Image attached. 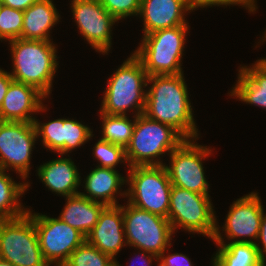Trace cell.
I'll return each instance as SVG.
<instances>
[{
	"mask_svg": "<svg viewBox=\"0 0 266 266\" xmlns=\"http://www.w3.org/2000/svg\"><path fill=\"white\" fill-rule=\"evenodd\" d=\"M186 139L173 127L149 119L144 114L135 116V125L125 148L128 167L164 165L161 156L178 148Z\"/></svg>",
	"mask_w": 266,
	"mask_h": 266,
	"instance_id": "4",
	"label": "cell"
},
{
	"mask_svg": "<svg viewBox=\"0 0 266 266\" xmlns=\"http://www.w3.org/2000/svg\"><path fill=\"white\" fill-rule=\"evenodd\" d=\"M188 30L189 25L185 24L143 35L133 54L141 61L148 76L184 73L181 62Z\"/></svg>",
	"mask_w": 266,
	"mask_h": 266,
	"instance_id": "5",
	"label": "cell"
},
{
	"mask_svg": "<svg viewBox=\"0 0 266 266\" xmlns=\"http://www.w3.org/2000/svg\"><path fill=\"white\" fill-rule=\"evenodd\" d=\"M0 258L13 266H49L39 246L34 219L0 220Z\"/></svg>",
	"mask_w": 266,
	"mask_h": 266,
	"instance_id": "9",
	"label": "cell"
},
{
	"mask_svg": "<svg viewBox=\"0 0 266 266\" xmlns=\"http://www.w3.org/2000/svg\"><path fill=\"white\" fill-rule=\"evenodd\" d=\"M101 5L117 20L138 16L141 0H99Z\"/></svg>",
	"mask_w": 266,
	"mask_h": 266,
	"instance_id": "31",
	"label": "cell"
},
{
	"mask_svg": "<svg viewBox=\"0 0 266 266\" xmlns=\"http://www.w3.org/2000/svg\"><path fill=\"white\" fill-rule=\"evenodd\" d=\"M238 72L237 83L229 96L266 109V64L258 59L250 67L241 66Z\"/></svg>",
	"mask_w": 266,
	"mask_h": 266,
	"instance_id": "20",
	"label": "cell"
},
{
	"mask_svg": "<svg viewBox=\"0 0 266 266\" xmlns=\"http://www.w3.org/2000/svg\"><path fill=\"white\" fill-rule=\"evenodd\" d=\"M13 80L32 85L49 97L58 69L57 47L53 41L13 39L9 41Z\"/></svg>",
	"mask_w": 266,
	"mask_h": 266,
	"instance_id": "2",
	"label": "cell"
},
{
	"mask_svg": "<svg viewBox=\"0 0 266 266\" xmlns=\"http://www.w3.org/2000/svg\"><path fill=\"white\" fill-rule=\"evenodd\" d=\"M264 212L265 211H263L262 213V218L260 222V230H259V234L256 240L257 243H255L262 263H266V213Z\"/></svg>",
	"mask_w": 266,
	"mask_h": 266,
	"instance_id": "34",
	"label": "cell"
},
{
	"mask_svg": "<svg viewBox=\"0 0 266 266\" xmlns=\"http://www.w3.org/2000/svg\"><path fill=\"white\" fill-rule=\"evenodd\" d=\"M189 11L192 9L188 0H141L138 16L143 21V35L189 24L187 19L185 20Z\"/></svg>",
	"mask_w": 266,
	"mask_h": 266,
	"instance_id": "17",
	"label": "cell"
},
{
	"mask_svg": "<svg viewBox=\"0 0 266 266\" xmlns=\"http://www.w3.org/2000/svg\"><path fill=\"white\" fill-rule=\"evenodd\" d=\"M114 260L86 240L77 247L63 266H109Z\"/></svg>",
	"mask_w": 266,
	"mask_h": 266,
	"instance_id": "27",
	"label": "cell"
},
{
	"mask_svg": "<svg viewBox=\"0 0 266 266\" xmlns=\"http://www.w3.org/2000/svg\"><path fill=\"white\" fill-rule=\"evenodd\" d=\"M109 266H122V265L119 264V262H117V260H114Z\"/></svg>",
	"mask_w": 266,
	"mask_h": 266,
	"instance_id": "40",
	"label": "cell"
},
{
	"mask_svg": "<svg viewBox=\"0 0 266 266\" xmlns=\"http://www.w3.org/2000/svg\"><path fill=\"white\" fill-rule=\"evenodd\" d=\"M190 7L193 10L198 9L199 7L202 8H207V7H212V6H230V5H240L242 7H245V9L249 10L248 12L250 13H255L254 11L257 10V2L256 0H188Z\"/></svg>",
	"mask_w": 266,
	"mask_h": 266,
	"instance_id": "32",
	"label": "cell"
},
{
	"mask_svg": "<svg viewBox=\"0 0 266 266\" xmlns=\"http://www.w3.org/2000/svg\"><path fill=\"white\" fill-rule=\"evenodd\" d=\"M143 114L154 121L167 124L186 140L198 139L191 101L184 73L148 76Z\"/></svg>",
	"mask_w": 266,
	"mask_h": 266,
	"instance_id": "1",
	"label": "cell"
},
{
	"mask_svg": "<svg viewBox=\"0 0 266 266\" xmlns=\"http://www.w3.org/2000/svg\"><path fill=\"white\" fill-rule=\"evenodd\" d=\"M24 11L0 4V40L21 38Z\"/></svg>",
	"mask_w": 266,
	"mask_h": 266,
	"instance_id": "29",
	"label": "cell"
},
{
	"mask_svg": "<svg viewBox=\"0 0 266 266\" xmlns=\"http://www.w3.org/2000/svg\"><path fill=\"white\" fill-rule=\"evenodd\" d=\"M39 0H0V4L25 11L33 3L38 2Z\"/></svg>",
	"mask_w": 266,
	"mask_h": 266,
	"instance_id": "36",
	"label": "cell"
},
{
	"mask_svg": "<svg viewBox=\"0 0 266 266\" xmlns=\"http://www.w3.org/2000/svg\"><path fill=\"white\" fill-rule=\"evenodd\" d=\"M61 156L40 165L37 175L50 191L66 198L79 194L78 187L82 185V179L74 161Z\"/></svg>",
	"mask_w": 266,
	"mask_h": 266,
	"instance_id": "18",
	"label": "cell"
},
{
	"mask_svg": "<svg viewBox=\"0 0 266 266\" xmlns=\"http://www.w3.org/2000/svg\"><path fill=\"white\" fill-rule=\"evenodd\" d=\"M218 224L216 218V229L212 240L218 246V251L211 261L214 266H260L262 264L255 243H226Z\"/></svg>",
	"mask_w": 266,
	"mask_h": 266,
	"instance_id": "22",
	"label": "cell"
},
{
	"mask_svg": "<svg viewBox=\"0 0 266 266\" xmlns=\"http://www.w3.org/2000/svg\"><path fill=\"white\" fill-rule=\"evenodd\" d=\"M0 266H13L10 262L0 258Z\"/></svg>",
	"mask_w": 266,
	"mask_h": 266,
	"instance_id": "39",
	"label": "cell"
},
{
	"mask_svg": "<svg viewBox=\"0 0 266 266\" xmlns=\"http://www.w3.org/2000/svg\"><path fill=\"white\" fill-rule=\"evenodd\" d=\"M196 141L197 139L185 140L170 153L169 166H164L172 186L210 196L203 160L208 158L213 150Z\"/></svg>",
	"mask_w": 266,
	"mask_h": 266,
	"instance_id": "10",
	"label": "cell"
},
{
	"mask_svg": "<svg viewBox=\"0 0 266 266\" xmlns=\"http://www.w3.org/2000/svg\"><path fill=\"white\" fill-rule=\"evenodd\" d=\"M99 114L100 120L102 119L100 139L126 148L132 137L135 115L134 119L130 120L127 115H109L101 112Z\"/></svg>",
	"mask_w": 266,
	"mask_h": 266,
	"instance_id": "25",
	"label": "cell"
},
{
	"mask_svg": "<svg viewBox=\"0 0 266 266\" xmlns=\"http://www.w3.org/2000/svg\"><path fill=\"white\" fill-rule=\"evenodd\" d=\"M45 98L36 87L12 80L0 107V121L34 122L33 113L47 110Z\"/></svg>",
	"mask_w": 266,
	"mask_h": 266,
	"instance_id": "15",
	"label": "cell"
},
{
	"mask_svg": "<svg viewBox=\"0 0 266 266\" xmlns=\"http://www.w3.org/2000/svg\"><path fill=\"white\" fill-rule=\"evenodd\" d=\"M86 241L113 260L127 246L124 232L123 209L120 205L106 206L99 215Z\"/></svg>",
	"mask_w": 266,
	"mask_h": 266,
	"instance_id": "16",
	"label": "cell"
},
{
	"mask_svg": "<svg viewBox=\"0 0 266 266\" xmlns=\"http://www.w3.org/2000/svg\"><path fill=\"white\" fill-rule=\"evenodd\" d=\"M140 252H139V259H141V260H144V261H142V265L144 266V265H146V266H151L152 265V261H154V260H156V261H158V257L156 256V255H154V254H151V253H148V252H146V251H144V250H139ZM129 266H131V265H129Z\"/></svg>",
	"mask_w": 266,
	"mask_h": 266,
	"instance_id": "37",
	"label": "cell"
},
{
	"mask_svg": "<svg viewBox=\"0 0 266 266\" xmlns=\"http://www.w3.org/2000/svg\"><path fill=\"white\" fill-rule=\"evenodd\" d=\"M94 168L83 181L82 187L86 192H79L80 195L92 201L101 202L106 206H117V195L127 196V190L122 192V186L127 184V178L118 173V170L111 168Z\"/></svg>",
	"mask_w": 266,
	"mask_h": 266,
	"instance_id": "19",
	"label": "cell"
},
{
	"mask_svg": "<svg viewBox=\"0 0 266 266\" xmlns=\"http://www.w3.org/2000/svg\"><path fill=\"white\" fill-rule=\"evenodd\" d=\"M27 213L34 219L39 246L49 266H63L71 253L79 247L86 237L59 217L53 218L45 214Z\"/></svg>",
	"mask_w": 266,
	"mask_h": 266,
	"instance_id": "11",
	"label": "cell"
},
{
	"mask_svg": "<svg viewBox=\"0 0 266 266\" xmlns=\"http://www.w3.org/2000/svg\"><path fill=\"white\" fill-rule=\"evenodd\" d=\"M93 157L99 162L97 167L117 169L116 166L126 163L125 148L99 139L93 147Z\"/></svg>",
	"mask_w": 266,
	"mask_h": 266,
	"instance_id": "28",
	"label": "cell"
},
{
	"mask_svg": "<svg viewBox=\"0 0 266 266\" xmlns=\"http://www.w3.org/2000/svg\"><path fill=\"white\" fill-rule=\"evenodd\" d=\"M72 17L88 44L103 55L110 52L112 27L119 23L99 0H71Z\"/></svg>",
	"mask_w": 266,
	"mask_h": 266,
	"instance_id": "13",
	"label": "cell"
},
{
	"mask_svg": "<svg viewBox=\"0 0 266 266\" xmlns=\"http://www.w3.org/2000/svg\"><path fill=\"white\" fill-rule=\"evenodd\" d=\"M7 171L0 168V220H11L25 215L29 208L20 202L30 182L16 183Z\"/></svg>",
	"mask_w": 266,
	"mask_h": 266,
	"instance_id": "24",
	"label": "cell"
},
{
	"mask_svg": "<svg viewBox=\"0 0 266 266\" xmlns=\"http://www.w3.org/2000/svg\"><path fill=\"white\" fill-rule=\"evenodd\" d=\"M65 200L66 204L58 217L86 237L96 225L99 215L106 205L92 201L80 194L66 197Z\"/></svg>",
	"mask_w": 266,
	"mask_h": 266,
	"instance_id": "23",
	"label": "cell"
},
{
	"mask_svg": "<svg viewBox=\"0 0 266 266\" xmlns=\"http://www.w3.org/2000/svg\"><path fill=\"white\" fill-rule=\"evenodd\" d=\"M123 209L124 232L127 246L144 250L157 257L171 247L173 229L167 218L150 213L127 202Z\"/></svg>",
	"mask_w": 266,
	"mask_h": 266,
	"instance_id": "7",
	"label": "cell"
},
{
	"mask_svg": "<svg viewBox=\"0 0 266 266\" xmlns=\"http://www.w3.org/2000/svg\"><path fill=\"white\" fill-rule=\"evenodd\" d=\"M261 197L257 192H251L232 203L225 218L222 231L224 236L233 242L256 243L262 213L264 211ZM241 238V239H240Z\"/></svg>",
	"mask_w": 266,
	"mask_h": 266,
	"instance_id": "14",
	"label": "cell"
},
{
	"mask_svg": "<svg viewBox=\"0 0 266 266\" xmlns=\"http://www.w3.org/2000/svg\"><path fill=\"white\" fill-rule=\"evenodd\" d=\"M148 75L141 61L132 53L107 80L99 112L109 115L135 116L144 112ZM145 89V90H144Z\"/></svg>",
	"mask_w": 266,
	"mask_h": 266,
	"instance_id": "3",
	"label": "cell"
},
{
	"mask_svg": "<svg viewBox=\"0 0 266 266\" xmlns=\"http://www.w3.org/2000/svg\"><path fill=\"white\" fill-rule=\"evenodd\" d=\"M37 139L34 122L0 121V168L26 180Z\"/></svg>",
	"mask_w": 266,
	"mask_h": 266,
	"instance_id": "12",
	"label": "cell"
},
{
	"mask_svg": "<svg viewBox=\"0 0 266 266\" xmlns=\"http://www.w3.org/2000/svg\"><path fill=\"white\" fill-rule=\"evenodd\" d=\"M128 203L168 219L172 184L164 165L128 167Z\"/></svg>",
	"mask_w": 266,
	"mask_h": 266,
	"instance_id": "6",
	"label": "cell"
},
{
	"mask_svg": "<svg viewBox=\"0 0 266 266\" xmlns=\"http://www.w3.org/2000/svg\"><path fill=\"white\" fill-rule=\"evenodd\" d=\"M12 80L11 74L0 68V107Z\"/></svg>",
	"mask_w": 266,
	"mask_h": 266,
	"instance_id": "35",
	"label": "cell"
},
{
	"mask_svg": "<svg viewBox=\"0 0 266 266\" xmlns=\"http://www.w3.org/2000/svg\"><path fill=\"white\" fill-rule=\"evenodd\" d=\"M60 18L53 0L33 3L24 11L21 38L52 41L50 30L60 22Z\"/></svg>",
	"mask_w": 266,
	"mask_h": 266,
	"instance_id": "21",
	"label": "cell"
},
{
	"mask_svg": "<svg viewBox=\"0 0 266 266\" xmlns=\"http://www.w3.org/2000/svg\"><path fill=\"white\" fill-rule=\"evenodd\" d=\"M92 133L93 130L81 122L64 118V155L92 139Z\"/></svg>",
	"mask_w": 266,
	"mask_h": 266,
	"instance_id": "30",
	"label": "cell"
},
{
	"mask_svg": "<svg viewBox=\"0 0 266 266\" xmlns=\"http://www.w3.org/2000/svg\"><path fill=\"white\" fill-rule=\"evenodd\" d=\"M166 251L158 256L157 266H194L188 256L181 253L166 255Z\"/></svg>",
	"mask_w": 266,
	"mask_h": 266,
	"instance_id": "33",
	"label": "cell"
},
{
	"mask_svg": "<svg viewBox=\"0 0 266 266\" xmlns=\"http://www.w3.org/2000/svg\"><path fill=\"white\" fill-rule=\"evenodd\" d=\"M37 137H41L43 147L51 152L64 155V117L42 123L34 120Z\"/></svg>",
	"mask_w": 266,
	"mask_h": 266,
	"instance_id": "26",
	"label": "cell"
},
{
	"mask_svg": "<svg viewBox=\"0 0 266 266\" xmlns=\"http://www.w3.org/2000/svg\"><path fill=\"white\" fill-rule=\"evenodd\" d=\"M210 196L172 186L168 220L173 232L182 228L212 240L216 229V213Z\"/></svg>",
	"mask_w": 266,
	"mask_h": 266,
	"instance_id": "8",
	"label": "cell"
},
{
	"mask_svg": "<svg viewBox=\"0 0 266 266\" xmlns=\"http://www.w3.org/2000/svg\"><path fill=\"white\" fill-rule=\"evenodd\" d=\"M264 34H263V36L261 37L262 39L260 40L261 42H266V29H265V31L263 32ZM264 64H266V58H261L260 59Z\"/></svg>",
	"mask_w": 266,
	"mask_h": 266,
	"instance_id": "38",
	"label": "cell"
}]
</instances>
